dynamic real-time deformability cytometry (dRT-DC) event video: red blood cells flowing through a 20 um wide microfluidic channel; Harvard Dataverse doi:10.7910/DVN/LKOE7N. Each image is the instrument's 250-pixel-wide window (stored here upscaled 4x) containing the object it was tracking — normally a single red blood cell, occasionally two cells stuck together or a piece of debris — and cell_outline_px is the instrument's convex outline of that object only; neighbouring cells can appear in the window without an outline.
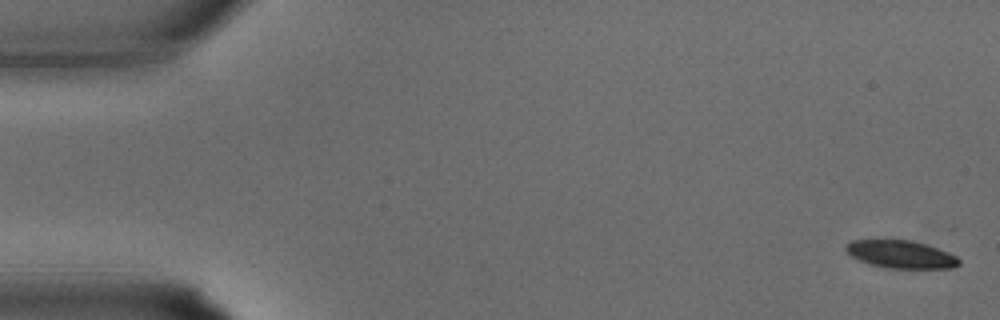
{"species": "common noctule bat (a hibernating species)", "species_latin": "Nyctalus noctula", "temperature_condition": "warm", "stored_images_in_passage": 34, "camera_frame_rate_fps": 3000, "um_per_image_px": 0.085, "animal": {"sex": "male", "body_mass_g": 15.6}, "frame": {"image": 1, "passage_image": 1, "time_ms": 0.0, "image_size_px": [1000, 320], "cell_outline_px": [[960, 264], [952, 268], [884, 268], [860, 260], [852, 256], [844, 248], [852, 240], [892, 236], [912, 240], [928, 244], [948, 252], [956, 256], [960, 260]], "centroid_in_image_um": [76.56, 21.55], "position_along_channel_um": 8.4, "area_um2": 19.07}}
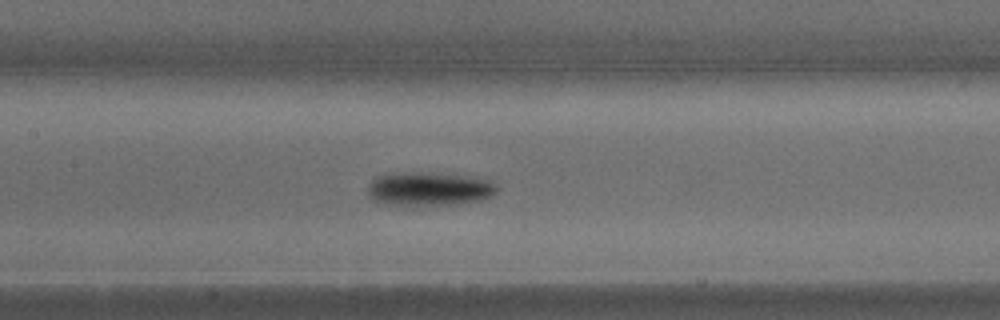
{"frame": {"image": 2, "passage_image": 16, "time_ms": 5.0, "image_size_px": [1000, 320], "cell_outline_px": [[496, 192], [488, 196], [476, 200], [452, 204], [388, 204], [376, 200], [368, 192], [368, 184], [376, 176], [388, 172], [420, 172], [472, 176], [488, 180], [496, 184]], "centroid_in_image_um": [36.43, 16.01], "position_along_channel_um": 171.0, "area_um2": 24.85}}
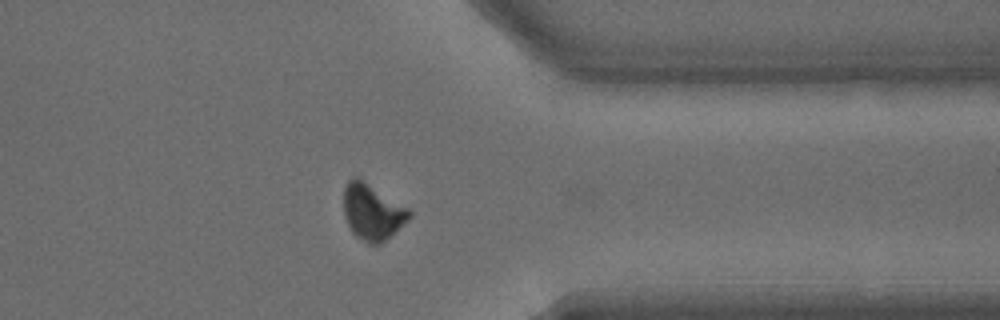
{"frame": {"image": 3, "passage_image": 27, "time_ms": 8.667, "image_size_px": [1000, 320], "cell_outline_px": [[412, 216], [408, 220], [380, 244], [368, 244], [356, 236], [352, 232], [344, 216], [344, 188], [348, 180], [352, 176], [356, 176], [408, 208], [412, 212]], "centroid_in_image_um": [31.63, 18.01], "position_along_channel_um": 379.8, "area_um2": 21.15}}